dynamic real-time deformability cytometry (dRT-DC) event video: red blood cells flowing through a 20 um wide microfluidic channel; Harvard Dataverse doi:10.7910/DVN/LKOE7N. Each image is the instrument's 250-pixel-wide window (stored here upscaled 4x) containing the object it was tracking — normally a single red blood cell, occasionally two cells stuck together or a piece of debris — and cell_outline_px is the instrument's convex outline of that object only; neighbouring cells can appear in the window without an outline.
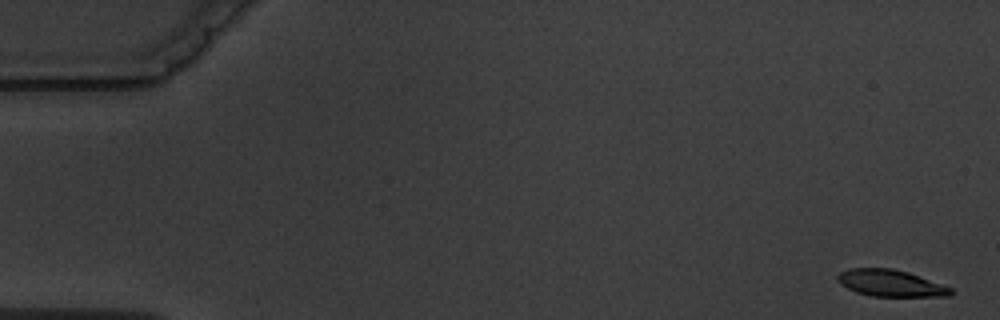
{"species": "common noctule bat (a hibernating species)", "species_latin": "Nyctalus noctula", "temperature_condition": "warm", "stored_images_in_passage": 8, "camera_frame_rate_fps": 3000, "um_per_image_px": 0.085, "animal": {"sex": "male", "body_mass_g": 19.5, "forearm_length_mm": 54.6}, "frame": {"image": 1, "passage_image": 1, "time_ms": 0.0, "image_size_px": [1000, 320], "cell_outline_px": [[956, 292], [948, 296], [872, 296], [856, 292], [840, 284], [836, 280], [836, 276], [840, 272], [848, 268], [892, 268], [908, 272], [952, 288]], "centroid_in_image_um": [75.68, 24.06], "position_along_channel_um": 9.3, "area_um2": 17.63}}
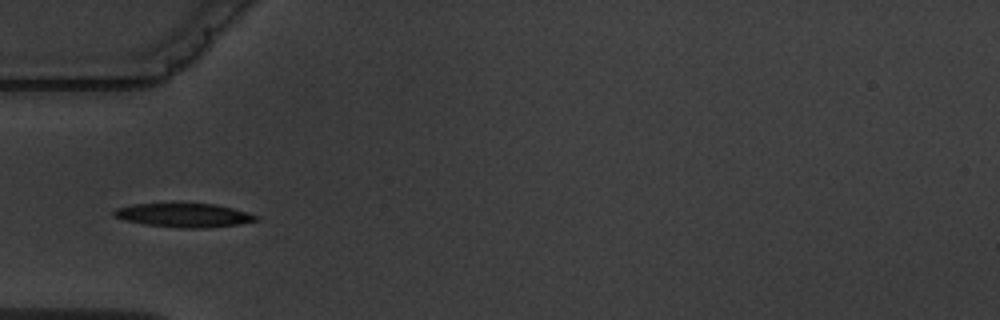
{"frame": {"image": 2, "passage_image": 5, "time_ms": 5.667, "image_size_px": [1000, 320], "cell_outline_px": [[260, 220], [240, 224], [204, 228], [184, 228], [144, 224], [124, 220], [112, 216], [112, 212], [116, 208], [132, 204], [172, 200], [216, 204], [248, 212], [260, 216]], "centroid_in_image_um": [15.6, 18.24], "position_along_channel_um": 69.4, "area_um2": 20.98}}
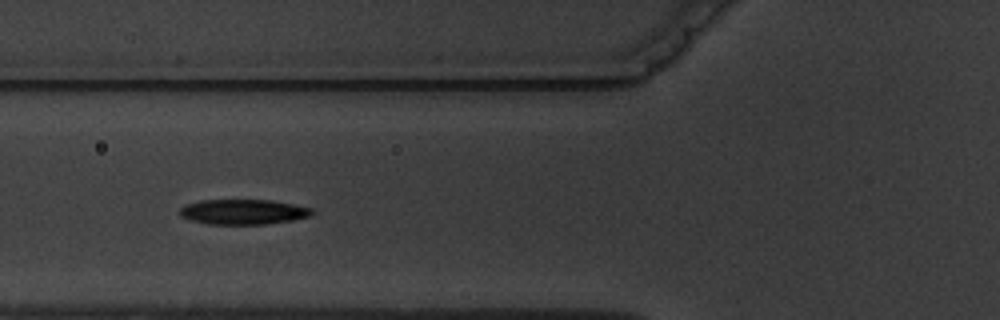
{"frame": {"image": 3, "passage_image": 6, "time_ms": 6.667, "image_size_px": [1000, 320], "cell_outline_px": [[316, 212], [308, 216], [292, 220], [268, 224], [208, 224], [188, 220], [180, 216], [176, 212], [184, 204], [200, 200], [272, 200], [312, 208]], "centroid_in_image_um": [20.61, 18.01], "position_along_channel_um": 105.2, "area_um2": 19.59}}